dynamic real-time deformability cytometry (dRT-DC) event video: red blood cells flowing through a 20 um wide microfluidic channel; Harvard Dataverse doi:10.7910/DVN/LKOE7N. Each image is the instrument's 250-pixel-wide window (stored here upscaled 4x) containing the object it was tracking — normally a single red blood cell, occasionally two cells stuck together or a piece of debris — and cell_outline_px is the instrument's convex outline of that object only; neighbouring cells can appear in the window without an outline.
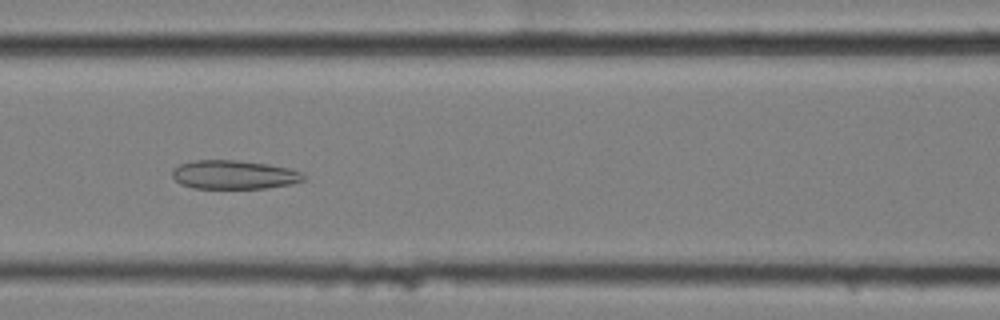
{"species": "common noctule bat (a hibernating species)", "species_latin": "Nyctalus noctula", "temperature_condition": "cold", "stored_images_in_passage": 9, "camera_frame_rate_fps": 3000, "um_per_image_px": 0.085, "animal": {"sex": "female", "body_mass_g": 25.1}, "frame": {"image": 1, "passage_image": 8, "time_ms": 2.333, "image_size_px": [1000, 320], "cell_outline_px": [[308, 176], [304, 180], [292, 184], [264, 188], [192, 188], [180, 184], [172, 176], [172, 168], [180, 164], [192, 160], [236, 160], [268, 164], [288, 168], [304, 172]], "centroid_in_image_um": [19.91, 14.84], "position_along_channel_um": 146.7, "area_um2": 22.25}}
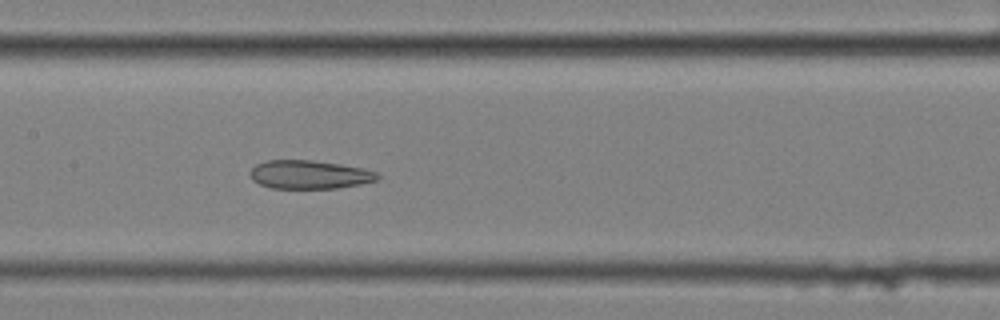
{"frame": {"image": 2, "passage_image": 9, "time_ms": 2.667, "image_size_px": [1000, 320], "cell_outline_px": [[380, 176], [376, 180], [360, 184], [336, 188], [272, 188], [260, 184], [252, 180], [248, 172], [256, 164], [268, 160], [312, 160], [340, 164], [364, 168], [376, 172]], "centroid_in_image_um": [26.28, 14.83], "position_along_channel_um": 181.1, "area_um2": 21.15}}